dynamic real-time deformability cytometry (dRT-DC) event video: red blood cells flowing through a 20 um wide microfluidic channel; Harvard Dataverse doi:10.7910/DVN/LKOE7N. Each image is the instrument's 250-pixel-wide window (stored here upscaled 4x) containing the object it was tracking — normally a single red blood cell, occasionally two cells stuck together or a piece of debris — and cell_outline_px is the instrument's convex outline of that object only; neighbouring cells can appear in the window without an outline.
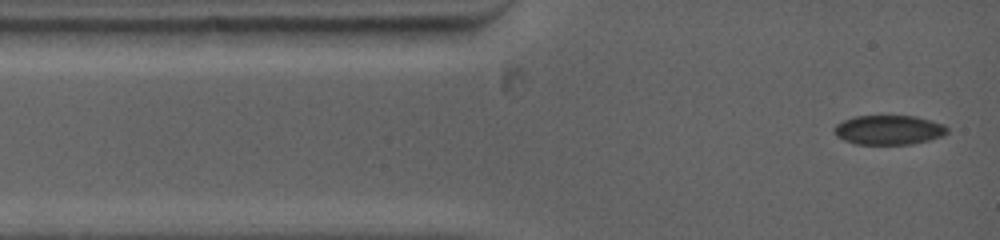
{"species": "common noctule bat (a hibernating species)", "species_latin": "Nyctalus noctula", "temperature_condition": "warm", "stored_images_in_passage": 5, "camera_frame_rate_fps": 5000, "um_per_image_px": 0.085, "animal": {"sex": "female", "body_mass_g": 19.0, "forearm_length_mm": 53.3}, "frame": {"image": 1, "passage_image": 1, "time_ms": 0.0, "image_size_px": [1000, 240], "cell_outline_px": [[948, 132], [944, 136], [912, 144], [856, 144], [844, 140], [836, 136], [832, 132], [832, 128], [836, 124], [844, 120], [856, 116], [916, 116], [932, 120], [944, 124], [948, 128]], "centroid_in_image_um": [75.54, 11.04], "position_along_channel_um": 9.5, "area_um2": 19.59}}
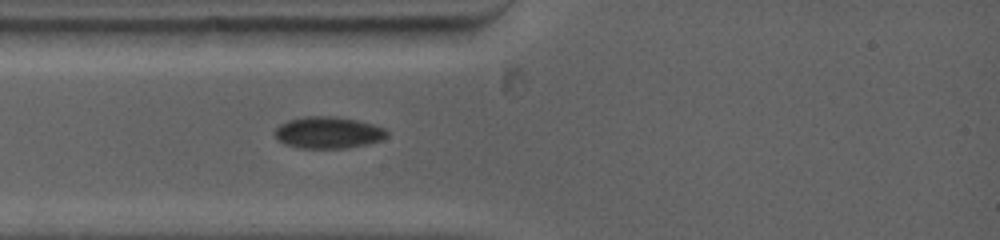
{"frame": {"image": 2, "passage_image": 5, "time_ms": 2.2, "image_size_px": [1000, 240], "cell_outline_px": [[388, 136], [380, 140], [368, 144], [348, 148], [300, 148], [284, 144], [272, 132], [280, 124], [288, 120], [304, 116], [336, 116], [356, 120], [372, 124], [384, 128], [388, 132]], "centroid_in_image_um": [27.89, 11.27], "position_along_channel_um": 57.1, "area_um2": 20.81}}